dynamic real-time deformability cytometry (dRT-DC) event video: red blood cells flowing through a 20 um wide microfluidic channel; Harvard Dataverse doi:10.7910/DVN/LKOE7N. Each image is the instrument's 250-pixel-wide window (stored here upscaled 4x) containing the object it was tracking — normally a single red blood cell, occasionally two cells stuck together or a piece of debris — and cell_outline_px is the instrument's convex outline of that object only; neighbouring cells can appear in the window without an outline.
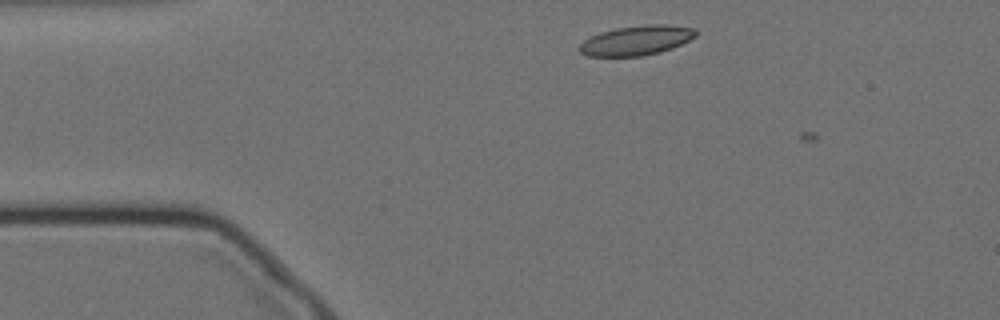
{"species": "Egyptian fruit bat (a non-hibernating species)", "species_latin": "Rousettus aegyptiacus", "temperature_condition": "cold", "stored_images_in_passage": 4, "camera_frame_rate_fps": 3000, "um_per_image_px": 0.085, "animal": {"sex": "female"}, "frame": {"image": 1, "passage_image": 3, "time_ms": 0.667, "image_size_px": [1000, 320], "cell_outline_px": [[696, 36], [672, 48], [660, 52], [644, 56], [588, 56], [580, 52], [576, 48], [584, 40], [600, 32], [616, 28], [648, 24], [664, 24], [696, 28]], "centroid_in_image_um": [54.08, 3.43], "position_along_channel_um": 30.9, "area_um2": 20.11}}